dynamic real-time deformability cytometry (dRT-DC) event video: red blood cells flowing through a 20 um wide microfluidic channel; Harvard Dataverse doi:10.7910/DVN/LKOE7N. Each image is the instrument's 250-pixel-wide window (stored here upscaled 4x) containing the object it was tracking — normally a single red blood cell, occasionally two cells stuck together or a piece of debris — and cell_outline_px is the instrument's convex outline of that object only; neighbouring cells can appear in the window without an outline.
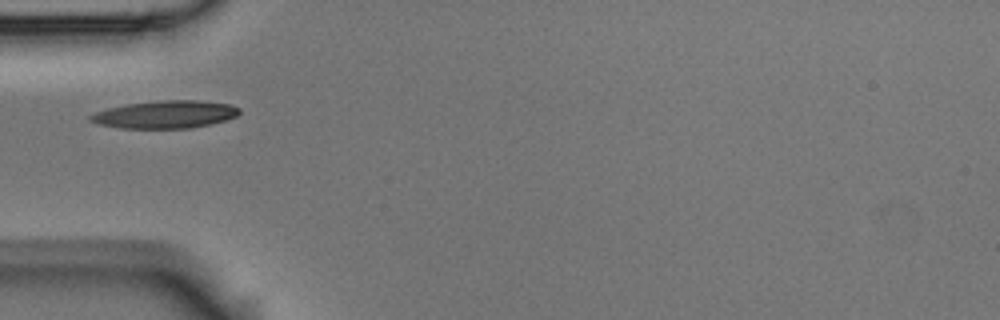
{"species": "Egyptian fruit bat (a non-hibernating species)", "species_latin": "Rousettus aegyptiacus", "temperature_condition": "room temperature", "stored_images_in_passage": 1, "camera_frame_rate_fps": 3000, "um_per_image_px": 0.085, "animal": {"sex": "male"}, "frame": {"image": 1, "passage_image": 1, "time_ms": 0.0, "image_size_px": [1000, 320], "cell_outline_px": [[240, 112], [236, 116], [224, 120], [192, 128], [120, 128], [100, 124], [88, 120], [88, 116], [96, 112], [108, 108], [128, 104], [160, 100], [196, 100], [228, 104], [240, 108]], "centroid_in_image_um": [14.03, 9.73], "position_along_channel_um": 71.0, "area_um2": 23.76}}